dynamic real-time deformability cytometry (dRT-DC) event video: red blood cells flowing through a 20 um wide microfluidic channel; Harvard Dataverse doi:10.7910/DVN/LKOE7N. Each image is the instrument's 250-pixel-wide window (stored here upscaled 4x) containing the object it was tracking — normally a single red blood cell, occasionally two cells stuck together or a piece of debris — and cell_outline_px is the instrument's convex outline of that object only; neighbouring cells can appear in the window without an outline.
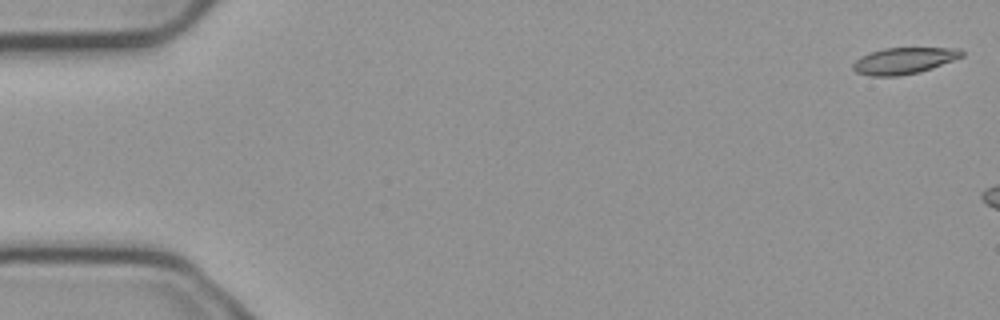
{"species": "common noctule bat (a hibernating species)", "species_latin": "Nyctalus noctula", "temperature_condition": "cold", "stored_images_in_passage": 3, "camera_frame_rate_fps": 3000, "um_per_image_px": 0.085, "animal": {"sex": "male", "body_mass_g": 23.1, "forearm_length_mm": 52.7}, "frame": {"image": 1, "passage_image": 1, "time_ms": 0.0, "image_size_px": [1000, 320], "cell_outline_px": [[964, 56], [920, 72], [896, 76], [872, 76], [856, 72], [852, 68], [852, 64], [860, 56], [884, 48], [952, 48], [964, 52]], "centroid_in_image_um": [76.8, 5.16], "position_along_channel_um": 8.2, "area_um2": 16.53}}